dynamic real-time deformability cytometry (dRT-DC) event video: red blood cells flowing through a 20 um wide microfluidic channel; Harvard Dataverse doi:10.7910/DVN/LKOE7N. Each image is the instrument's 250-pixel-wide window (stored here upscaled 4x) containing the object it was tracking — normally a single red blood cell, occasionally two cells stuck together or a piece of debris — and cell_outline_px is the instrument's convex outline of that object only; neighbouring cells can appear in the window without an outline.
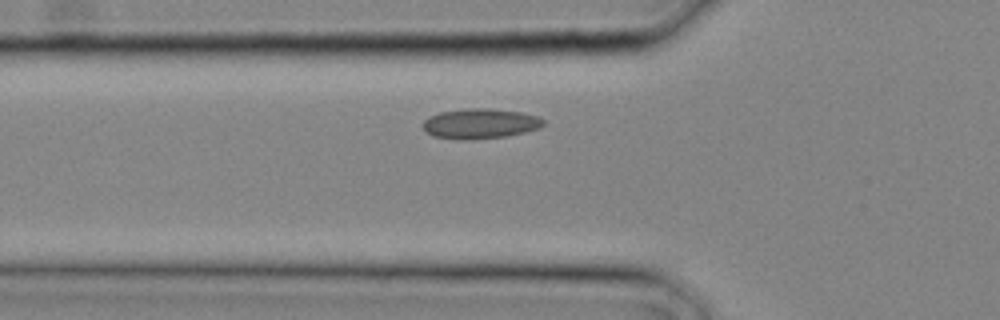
{"species": "common noctule bat (a hibernating species)", "species_latin": "Nyctalus noctula", "temperature_condition": "cold", "stored_images_in_passage": 4, "camera_frame_rate_fps": 3000, "um_per_image_px": 0.085, "animal": {"sex": "male", "body_mass_g": 20.4}, "frame": {"image": 1, "passage_image": 4, "time_ms": 1.0, "image_size_px": [1000, 320], "cell_outline_px": [[544, 124], [540, 128], [508, 136], [472, 140], [464, 140], [432, 136], [424, 132], [424, 120], [428, 116], [440, 112], [468, 108], [488, 108], [520, 112], [536, 116], [544, 120]], "centroid_in_image_um": [40.79, 10.51], "position_along_channel_um": 85.0, "area_um2": 21.21}}